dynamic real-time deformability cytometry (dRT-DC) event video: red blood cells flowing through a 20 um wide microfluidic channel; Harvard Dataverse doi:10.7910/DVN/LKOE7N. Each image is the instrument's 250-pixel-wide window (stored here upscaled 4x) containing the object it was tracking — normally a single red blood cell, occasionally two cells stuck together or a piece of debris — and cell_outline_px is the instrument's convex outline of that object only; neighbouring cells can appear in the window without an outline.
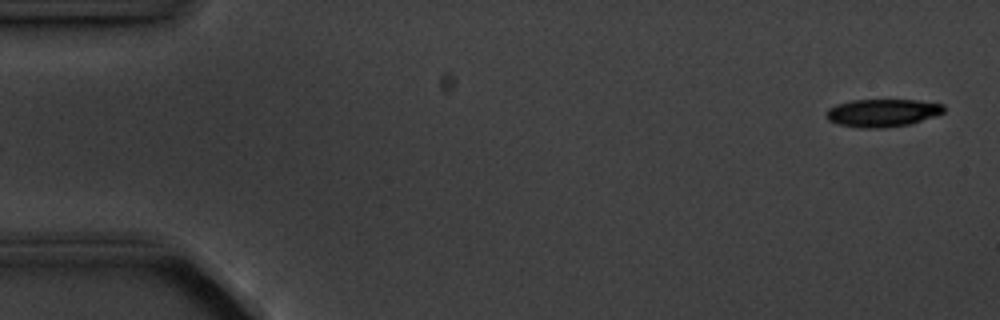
{"species": "common noctule bat (a hibernating species)", "species_latin": "Nyctalus noctula", "temperature_condition": "cold", "stored_images_in_passage": 4, "segment_of_instrument_passage": [2, 2], "camera_frame_rate_fps": 3000, "um_per_image_px": 0.085, "animal": {"sex": "male", "body_mass_g": 20.1, "forearm_length_mm": 53.5}, "frame": {"image": 1, "passage_image": 4, "time_ms": 3.667, "image_size_px": [1000, 320], "cell_outline_px": [[944, 112], [936, 116], [908, 124], [880, 128], [860, 128], [836, 124], [828, 120], [824, 116], [824, 112], [828, 108], [836, 104], [852, 100], [920, 100], [944, 104]], "centroid_in_image_um": [74.96, 9.59], "position_along_channel_um": 10.0, "area_um2": 19.25}}